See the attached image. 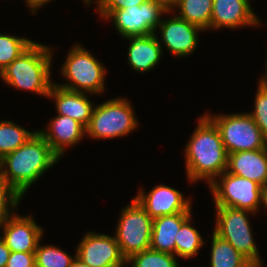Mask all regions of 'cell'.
I'll use <instances>...</instances> for the list:
<instances>
[{"label": "cell", "mask_w": 267, "mask_h": 267, "mask_svg": "<svg viewBox=\"0 0 267 267\" xmlns=\"http://www.w3.org/2000/svg\"><path fill=\"white\" fill-rule=\"evenodd\" d=\"M51 49L44 44L34 42L0 72V77L9 86L48 97L53 84L50 79Z\"/></svg>", "instance_id": "3"}, {"label": "cell", "mask_w": 267, "mask_h": 267, "mask_svg": "<svg viewBox=\"0 0 267 267\" xmlns=\"http://www.w3.org/2000/svg\"><path fill=\"white\" fill-rule=\"evenodd\" d=\"M1 239L12 252H35L43 235L41 226L31 216L13 213L0 222Z\"/></svg>", "instance_id": "12"}, {"label": "cell", "mask_w": 267, "mask_h": 267, "mask_svg": "<svg viewBox=\"0 0 267 267\" xmlns=\"http://www.w3.org/2000/svg\"><path fill=\"white\" fill-rule=\"evenodd\" d=\"M261 21L253 13L249 0H213L210 29L255 26Z\"/></svg>", "instance_id": "15"}, {"label": "cell", "mask_w": 267, "mask_h": 267, "mask_svg": "<svg viewBox=\"0 0 267 267\" xmlns=\"http://www.w3.org/2000/svg\"><path fill=\"white\" fill-rule=\"evenodd\" d=\"M226 172L267 186V147L228 154Z\"/></svg>", "instance_id": "16"}, {"label": "cell", "mask_w": 267, "mask_h": 267, "mask_svg": "<svg viewBox=\"0 0 267 267\" xmlns=\"http://www.w3.org/2000/svg\"><path fill=\"white\" fill-rule=\"evenodd\" d=\"M213 0H176L172 7L180 10L178 17L203 29L210 28Z\"/></svg>", "instance_id": "22"}, {"label": "cell", "mask_w": 267, "mask_h": 267, "mask_svg": "<svg viewBox=\"0 0 267 267\" xmlns=\"http://www.w3.org/2000/svg\"><path fill=\"white\" fill-rule=\"evenodd\" d=\"M48 97L56 101L58 115L70 117L85 128L88 127L95 103L92 104L86 93L67 90L52 84Z\"/></svg>", "instance_id": "17"}, {"label": "cell", "mask_w": 267, "mask_h": 267, "mask_svg": "<svg viewBox=\"0 0 267 267\" xmlns=\"http://www.w3.org/2000/svg\"><path fill=\"white\" fill-rule=\"evenodd\" d=\"M92 1H93V0H84V3H85L86 5H88L89 3L91 4ZM96 1H97V0H96Z\"/></svg>", "instance_id": "38"}, {"label": "cell", "mask_w": 267, "mask_h": 267, "mask_svg": "<svg viewBox=\"0 0 267 267\" xmlns=\"http://www.w3.org/2000/svg\"><path fill=\"white\" fill-rule=\"evenodd\" d=\"M206 115L218 127L228 154L267 147V138L248 113Z\"/></svg>", "instance_id": "9"}, {"label": "cell", "mask_w": 267, "mask_h": 267, "mask_svg": "<svg viewBox=\"0 0 267 267\" xmlns=\"http://www.w3.org/2000/svg\"><path fill=\"white\" fill-rule=\"evenodd\" d=\"M21 199L22 197L0 176V222L12 215Z\"/></svg>", "instance_id": "29"}, {"label": "cell", "mask_w": 267, "mask_h": 267, "mask_svg": "<svg viewBox=\"0 0 267 267\" xmlns=\"http://www.w3.org/2000/svg\"><path fill=\"white\" fill-rule=\"evenodd\" d=\"M220 177V178H219ZM210 185L215 206L245 209L255 213L262 205L263 187L247 178L223 172Z\"/></svg>", "instance_id": "10"}, {"label": "cell", "mask_w": 267, "mask_h": 267, "mask_svg": "<svg viewBox=\"0 0 267 267\" xmlns=\"http://www.w3.org/2000/svg\"><path fill=\"white\" fill-rule=\"evenodd\" d=\"M104 19H112L118 34L124 38L155 34L163 14L172 10L164 4L148 0L122 10H97Z\"/></svg>", "instance_id": "7"}, {"label": "cell", "mask_w": 267, "mask_h": 267, "mask_svg": "<svg viewBox=\"0 0 267 267\" xmlns=\"http://www.w3.org/2000/svg\"><path fill=\"white\" fill-rule=\"evenodd\" d=\"M46 131H38L52 151L59 157L64 154L67 146H74L86 134V128L70 117L57 115L52 118Z\"/></svg>", "instance_id": "18"}, {"label": "cell", "mask_w": 267, "mask_h": 267, "mask_svg": "<svg viewBox=\"0 0 267 267\" xmlns=\"http://www.w3.org/2000/svg\"><path fill=\"white\" fill-rule=\"evenodd\" d=\"M130 40L128 45V61L137 72H146L153 69L160 61L163 48L159 43L157 33L144 36L126 38Z\"/></svg>", "instance_id": "19"}, {"label": "cell", "mask_w": 267, "mask_h": 267, "mask_svg": "<svg viewBox=\"0 0 267 267\" xmlns=\"http://www.w3.org/2000/svg\"><path fill=\"white\" fill-rule=\"evenodd\" d=\"M6 267H36L35 252L11 251Z\"/></svg>", "instance_id": "30"}, {"label": "cell", "mask_w": 267, "mask_h": 267, "mask_svg": "<svg viewBox=\"0 0 267 267\" xmlns=\"http://www.w3.org/2000/svg\"><path fill=\"white\" fill-rule=\"evenodd\" d=\"M105 66L80 44L73 45L61 69L69 80L58 86L76 92L99 94L105 90Z\"/></svg>", "instance_id": "4"}, {"label": "cell", "mask_w": 267, "mask_h": 267, "mask_svg": "<svg viewBox=\"0 0 267 267\" xmlns=\"http://www.w3.org/2000/svg\"><path fill=\"white\" fill-rule=\"evenodd\" d=\"M126 263L131 267H179L175 255L151 248L132 255Z\"/></svg>", "instance_id": "26"}, {"label": "cell", "mask_w": 267, "mask_h": 267, "mask_svg": "<svg viewBox=\"0 0 267 267\" xmlns=\"http://www.w3.org/2000/svg\"><path fill=\"white\" fill-rule=\"evenodd\" d=\"M52 0H25V3H27V7L31 9V13H36L39 9V7H42L44 4L48 3Z\"/></svg>", "instance_id": "33"}, {"label": "cell", "mask_w": 267, "mask_h": 267, "mask_svg": "<svg viewBox=\"0 0 267 267\" xmlns=\"http://www.w3.org/2000/svg\"><path fill=\"white\" fill-rule=\"evenodd\" d=\"M34 41L11 35L0 34V72L26 51Z\"/></svg>", "instance_id": "25"}, {"label": "cell", "mask_w": 267, "mask_h": 267, "mask_svg": "<svg viewBox=\"0 0 267 267\" xmlns=\"http://www.w3.org/2000/svg\"><path fill=\"white\" fill-rule=\"evenodd\" d=\"M254 105V111L248 114L267 138V82L262 78L259 80Z\"/></svg>", "instance_id": "28"}, {"label": "cell", "mask_w": 267, "mask_h": 267, "mask_svg": "<svg viewBox=\"0 0 267 267\" xmlns=\"http://www.w3.org/2000/svg\"><path fill=\"white\" fill-rule=\"evenodd\" d=\"M262 203L267 210V186L263 187L262 190Z\"/></svg>", "instance_id": "36"}, {"label": "cell", "mask_w": 267, "mask_h": 267, "mask_svg": "<svg viewBox=\"0 0 267 267\" xmlns=\"http://www.w3.org/2000/svg\"><path fill=\"white\" fill-rule=\"evenodd\" d=\"M265 72H266V73H265L264 77H262V79L265 80V81L267 82V66H266Z\"/></svg>", "instance_id": "37"}, {"label": "cell", "mask_w": 267, "mask_h": 267, "mask_svg": "<svg viewBox=\"0 0 267 267\" xmlns=\"http://www.w3.org/2000/svg\"><path fill=\"white\" fill-rule=\"evenodd\" d=\"M75 257L54 245H40L35 250L36 267H70Z\"/></svg>", "instance_id": "27"}, {"label": "cell", "mask_w": 267, "mask_h": 267, "mask_svg": "<svg viewBox=\"0 0 267 267\" xmlns=\"http://www.w3.org/2000/svg\"><path fill=\"white\" fill-rule=\"evenodd\" d=\"M131 106L128 100L118 97L94 107L86 128V136L94 139H112L131 133L138 125Z\"/></svg>", "instance_id": "5"}, {"label": "cell", "mask_w": 267, "mask_h": 267, "mask_svg": "<svg viewBox=\"0 0 267 267\" xmlns=\"http://www.w3.org/2000/svg\"><path fill=\"white\" fill-rule=\"evenodd\" d=\"M118 221L115 238L126 260L150 248L153 218L135 198L123 208Z\"/></svg>", "instance_id": "8"}, {"label": "cell", "mask_w": 267, "mask_h": 267, "mask_svg": "<svg viewBox=\"0 0 267 267\" xmlns=\"http://www.w3.org/2000/svg\"><path fill=\"white\" fill-rule=\"evenodd\" d=\"M183 196L179 190L161 184L154 187L148 194L140 189L135 199L154 219L176 213H191V201Z\"/></svg>", "instance_id": "13"}, {"label": "cell", "mask_w": 267, "mask_h": 267, "mask_svg": "<svg viewBox=\"0 0 267 267\" xmlns=\"http://www.w3.org/2000/svg\"><path fill=\"white\" fill-rule=\"evenodd\" d=\"M211 267H256L228 241L212 232Z\"/></svg>", "instance_id": "21"}, {"label": "cell", "mask_w": 267, "mask_h": 267, "mask_svg": "<svg viewBox=\"0 0 267 267\" xmlns=\"http://www.w3.org/2000/svg\"><path fill=\"white\" fill-rule=\"evenodd\" d=\"M70 267H90V266L86 265L78 257H76V253H75V259L72 261Z\"/></svg>", "instance_id": "34"}, {"label": "cell", "mask_w": 267, "mask_h": 267, "mask_svg": "<svg viewBox=\"0 0 267 267\" xmlns=\"http://www.w3.org/2000/svg\"><path fill=\"white\" fill-rule=\"evenodd\" d=\"M11 250L6 246L5 242L0 238V267H6Z\"/></svg>", "instance_id": "32"}, {"label": "cell", "mask_w": 267, "mask_h": 267, "mask_svg": "<svg viewBox=\"0 0 267 267\" xmlns=\"http://www.w3.org/2000/svg\"><path fill=\"white\" fill-rule=\"evenodd\" d=\"M190 221L191 217L178 230L177 239H175V256L185 260L197 255L205 243L201 234L191 226Z\"/></svg>", "instance_id": "23"}, {"label": "cell", "mask_w": 267, "mask_h": 267, "mask_svg": "<svg viewBox=\"0 0 267 267\" xmlns=\"http://www.w3.org/2000/svg\"><path fill=\"white\" fill-rule=\"evenodd\" d=\"M161 42L175 56L185 57L195 52L198 45V32L203 29L176 16L162 20L159 24Z\"/></svg>", "instance_id": "14"}, {"label": "cell", "mask_w": 267, "mask_h": 267, "mask_svg": "<svg viewBox=\"0 0 267 267\" xmlns=\"http://www.w3.org/2000/svg\"><path fill=\"white\" fill-rule=\"evenodd\" d=\"M216 224L213 232L228 241L256 267H262L258 248L254 242L248 214L252 211L227 206H216Z\"/></svg>", "instance_id": "6"}, {"label": "cell", "mask_w": 267, "mask_h": 267, "mask_svg": "<svg viewBox=\"0 0 267 267\" xmlns=\"http://www.w3.org/2000/svg\"><path fill=\"white\" fill-rule=\"evenodd\" d=\"M76 257L90 267H122V256L115 236L88 232L76 249Z\"/></svg>", "instance_id": "11"}, {"label": "cell", "mask_w": 267, "mask_h": 267, "mask_svg": "<svg viewBox=\"0 0 267 267\" xmlns=\"http://www.w3.org/2000/svg\"><path fill=\"white\" fill-rule=\"evenodd\" d=\"M190 217L191 213H176L154 218L150 248L174 255L177 232Z\"/></svg>", "instance_id": "20"}, {"label": "cell", "mask_w": 267, "mask_h": 267, "mask_svg": "<svg viewBox=\"0 0 267 267\" xmlns=\"http://www.w3.org/2000/svg\"><path fill=\"white\" fill-rule=\"evenodd\" d=\"M34 134L10 120L0 121V159L22 146Z\"/></svg>", "instance_id": "24"}, {"label": "cell", "mask_w": 267, "mask_h": 267, "mask_svg": "<svg viewBox=\"0 0 267 267\" xmlns=\"http://www.w3.org/2000/svg\"><path fill=\"white\" fill-rule=\"evenodd\" d=\"M185 147L189 182L207 181L210 185L227 169L228 153L215 123L203 115Z\"/></svg>", "instance_id": "1"}, {"label": "cell", "mask_w": 267, "mask_h": 267, "mask_svg": "<svg viewBox=\"0 0 267 267\" xmlns=\"http://www.w3.org/2000/svg\"><path fill=\"white\" fill-rule=\"evenodd\" d=\"M59 159L35 131L26 143L0 159V176L22 197Z\"/></svg>", "instance_id": "2"}, {"label": "cell", "mask_w": 267, "mask_h": 267, "mask_svg": "<svg viewBox=\"0 0 267 267\" xmlns=\"http://www.w3.org/2000/svg\"><path fill=\"white\" fill-rule=\"evenodd\" d=\"M154 1L161 2L171 10L176 0H154Z\"/></svg>", "instance_id": "35"}, {"label": "cell", "mask_w": 267, "mask_h": 267, "mask_svg": "<svg viewBox=\"0 0 267 267\" xmlns=\"http://www.w3.org/2000/svg\"><path fill=\"white\" fill-rule=\"evenodd\" d=\"M148 0H97V10H122L126 7L141 5Z\"/></svg>", "instance_id": "31"}]
</instances>
